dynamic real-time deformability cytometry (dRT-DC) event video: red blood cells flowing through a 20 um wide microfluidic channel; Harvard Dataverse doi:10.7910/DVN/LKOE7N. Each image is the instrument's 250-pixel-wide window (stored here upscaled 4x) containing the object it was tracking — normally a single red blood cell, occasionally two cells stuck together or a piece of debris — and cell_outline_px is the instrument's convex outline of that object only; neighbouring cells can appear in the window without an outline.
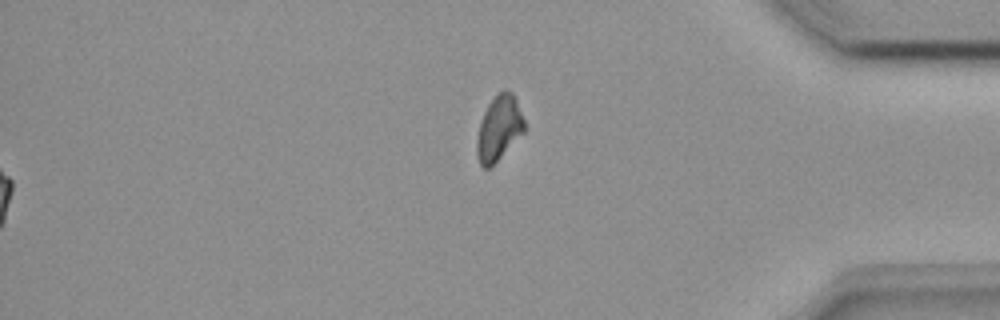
{"species": "common noctule bat (a hibernating species)", "species_latin": "Nyctalus noctula", "temperature_condition": "room temperature", "stored_images_in_passage": 41, "segment_of_instrument_passage": [2, 2], "camera_frame_rate_fps": 3000, "um_per_image_px": 0.085, "animal": {"sex": "female", "body_mass_g": 18.4}, "frame": {"image": 1, "passage_image": 41, "time_ms": 13.333, "image_size_px": [1000, 320], "cell_outline_px": [[524, 132], [488, 168], [484, 168], [480, 164], [476, 156], [476, 140], [480, 120], [488, 104], [504, 88], [508, 88], [512, 92], [516, 100], [524, 120]], "centroid_in_image_um": [42.38, 10.87], "position_along_channel_um": 392.8, "area_um2": 17.69}}